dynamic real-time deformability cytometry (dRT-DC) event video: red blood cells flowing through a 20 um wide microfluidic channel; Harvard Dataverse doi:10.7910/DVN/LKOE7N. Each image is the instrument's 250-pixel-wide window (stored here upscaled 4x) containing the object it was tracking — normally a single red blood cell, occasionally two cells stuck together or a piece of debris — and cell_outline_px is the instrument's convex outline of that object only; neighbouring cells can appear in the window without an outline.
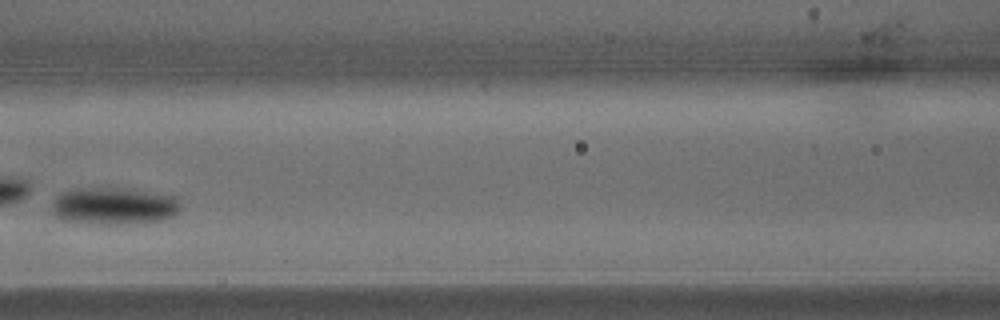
{"species": "common noctule bat (a hibernating species)", "species_latin": "Nyctalus noctula", "temperature_condition": "warm", "stored_images_in_passage": 33, "camera_frame_rate_fps": 3000, "um_per_image_px": 0.085, "animal": {"sex": "male", "body_mass_g": 15.6}, "frame": {"image": 1, "passage_image": 15, "time_ms": 4.667, "image_size_px": [1000, 320], "cell_outline_px": [[180, 208], [172, 216], [164, 220], [124, 224], [100, 224], [64, 220], [56, 216], [52, 212], [52, 200], [60, 192], [72, 188], [116, 188], [176, 196], [180, 204]], "centroid_in_image_um": [9.63, 17.51], "position_along_channel_um": 157.0, "area_um2": 27.8}}
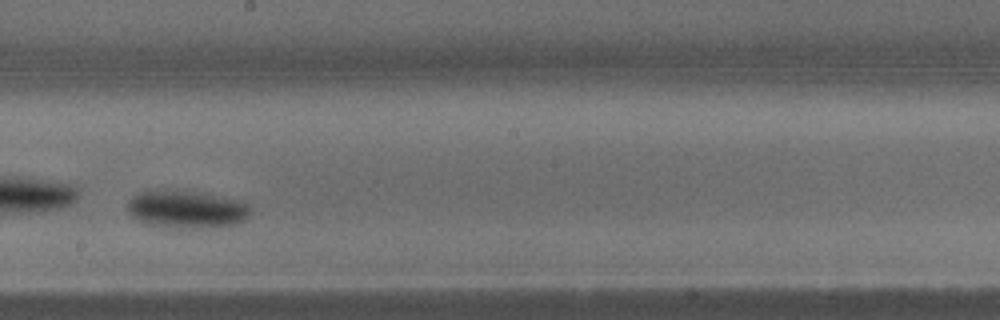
{"frame": {"image": 2, "passage_image": 19, "time_ms": 6.0, "image_size_px": [1000, 320], "cell_outline_px": [[252, 212], [244, 220], [236, 224], [216, 228], [180, 228], [152, 224], [140, 220], [132, 216], [128, 212], [128, 200], [140, 192], [200, 192], [244, 200], [252, 208]], "centroid_in_image_um": [15.99, 17.81], "position_along_channel_um": 232.2, "area_um2": 26.7}}